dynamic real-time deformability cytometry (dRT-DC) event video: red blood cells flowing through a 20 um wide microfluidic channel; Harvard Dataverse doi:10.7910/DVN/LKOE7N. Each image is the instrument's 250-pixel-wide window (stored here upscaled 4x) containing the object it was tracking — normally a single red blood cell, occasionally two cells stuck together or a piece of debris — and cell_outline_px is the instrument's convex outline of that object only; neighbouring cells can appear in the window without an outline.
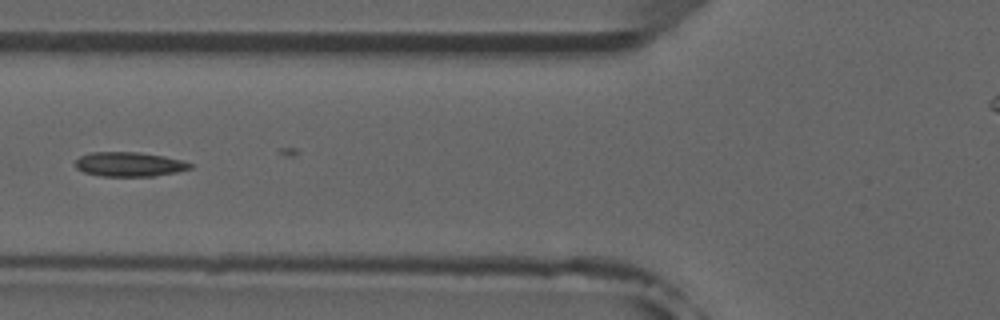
{"species": "common noctule bat (a hibernating species)", "species_latin": "Nyctalus noctula", "temperature_condition": "room temperature", "stored_images_in_passage": 6, "camera_frame_rate_fps": 3000, "um_per_image_px": 0.085, "animal": {"sex": "male", "forearm_length_mm": 52.5}, "frame": {"image": 1, "passage_image": 5, "time_ms": 4.333, "image_size_px": [1000, 320], "cell_outline_px": [[192, 168], [176, 172], [152, 176], [100, 176], [84, 172], [76, 168], [76, 160], [80, 156], [92, 152], [140, 152], [164, 156], [184, 160], [192, 164]], "centroid_in_image_um": [11.0, 13.96], "position_along_channel_um": 114.8, "area_um2": 16.36}}